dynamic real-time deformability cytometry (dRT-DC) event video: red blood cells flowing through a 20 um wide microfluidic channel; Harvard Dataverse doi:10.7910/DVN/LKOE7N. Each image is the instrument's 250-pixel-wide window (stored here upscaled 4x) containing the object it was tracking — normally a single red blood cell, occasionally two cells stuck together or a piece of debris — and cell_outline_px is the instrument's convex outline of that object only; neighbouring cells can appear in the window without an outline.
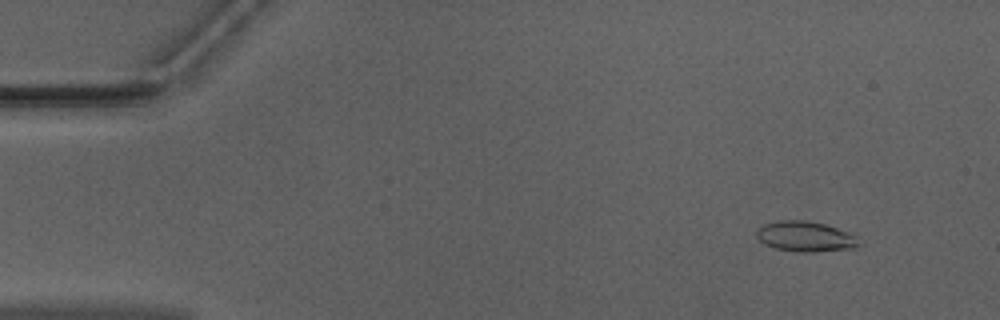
{"species": "Egyptian fruit bat (a non-hibernating species)", "species_latin": "Rousettus aegyptiacus", "temperature_condition": "warm", "stored_images_in_passage": 48, "camera_frame_rate_fps": 3000, "um_per_image_px": 0.085, "animal": {"sex": "male"}, "frame": {"image": 1, "passage_image": 1, "time_ms": 0.0, "image_size_px": [1000, 320], "cell_outline_px": [[860, 244], [852, 248], [812, 252], [800, 252], [776, 248], [764, 244], [756, 236], [756, 232], [764, 224], [780, 220], [804, 220], [824, 224], [848, 232], [856, 236]], "centroid_in_image_um": [68.44, 20.1], "position_along_channel_um": 16.6, "area_um2": 17.8}}
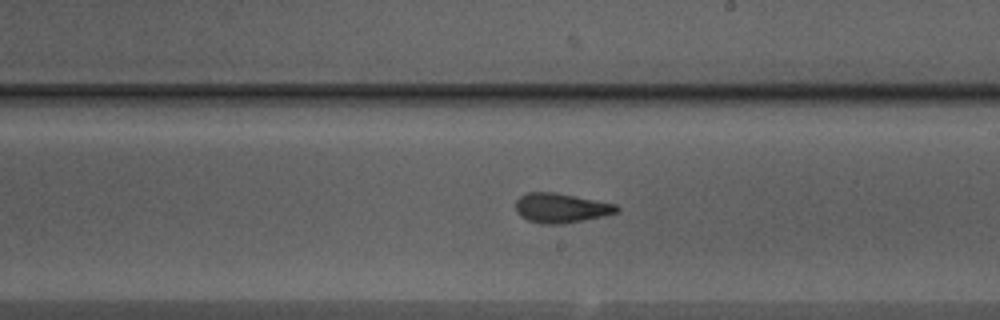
{"frame": {"image": 2, "passage_image": 26, "time_ms": 8.333, "image_size_px": [1000, 320], "cell_outline_px": [[620, 212], [604, 216], [564, 224], [544, 224], [528, 220], [520, 216], [516, 208], [516, 200], [520, 196], [528, 192], [556, 192], [616, 204], [620, 208]], "centroid_in_image_um": [47.72, 17.68], "position_along_channel_um": 241.3, "area_um2": 17.51}}
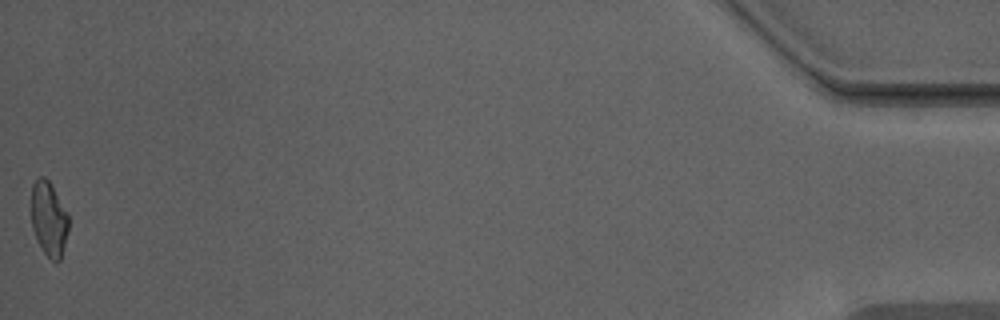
{"frame": {"image": 3, "passage_image": 48, "time_ms": 15.667, "image_size_px": [1000, 320], "cell_outline_px": [[68, 232], [60, 260], [52, 260], [44, 252], [32, 228], [32, 184], [40, 176], [44, 176], [48, 180], [68, 212]], "centroid_in_image_um": [4.17, 18.58], "position_along_channel_um": 431.0, "area_um2": 15.9}, "authors_computed_cell_mechanics": {"area_um2": 17.4267, "velocity_mm_per_s": 3.975, "shape_relaxation_time_tau1_ms": 5.1396, "shape_relaxation_time_tau2_ms": 1.7041, "deformation_change_tau1": 0.1652, "deformation_change_tau2": 0.0981}}